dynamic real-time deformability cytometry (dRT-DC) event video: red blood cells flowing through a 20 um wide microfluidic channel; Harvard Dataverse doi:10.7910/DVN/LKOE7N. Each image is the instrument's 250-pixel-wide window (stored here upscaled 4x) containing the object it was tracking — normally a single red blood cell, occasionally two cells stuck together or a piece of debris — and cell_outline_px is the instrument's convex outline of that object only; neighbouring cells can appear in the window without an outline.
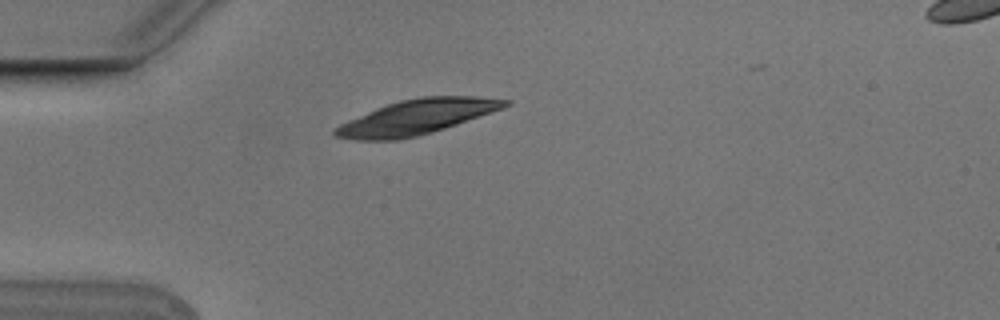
{"species": "Egyptian fruit bat (a non-hibernating species)", "species_latin": "Rousettus aegyptiacus", "temperature_condition": "cold", "stored_images_in_passage": 1, "camera_frame_rate_fps": 3000, "um_per_image_px": 0.085, "animal": {"sex": "male"}, "frame": {"image": 1, "passage_image": 1, "time_ms": 0.0, "image_size_px": [1000, 320], "cell_outline_px": [[512, 104], [444, 128], [432, 132], [400, 140], [356, 140], [336, 136], [332, 132], [340, 124], [348, 120], [376, 108], [400, 100], [420, 96], [476, 96], [512, 100]], "centroid_in_image_um": [35.4, 9.94], "position_along_channel_um": 49.6, "area_um2": 33.99}}